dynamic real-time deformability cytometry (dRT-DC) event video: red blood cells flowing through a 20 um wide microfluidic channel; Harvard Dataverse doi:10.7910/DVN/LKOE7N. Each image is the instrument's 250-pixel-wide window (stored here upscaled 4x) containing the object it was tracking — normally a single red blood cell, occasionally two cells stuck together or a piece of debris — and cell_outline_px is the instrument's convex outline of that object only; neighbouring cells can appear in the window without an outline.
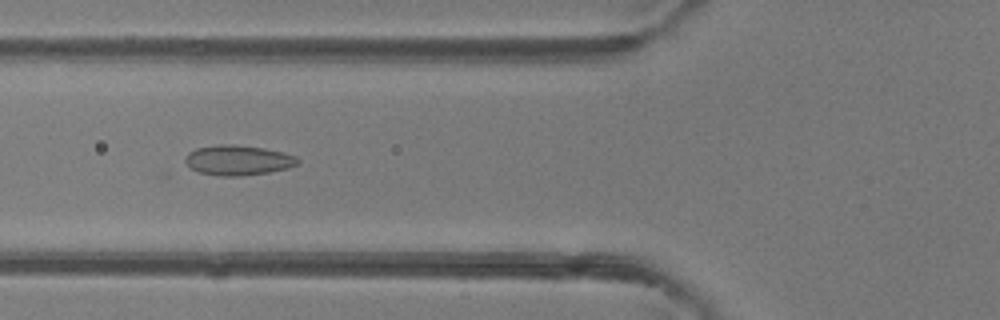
{"species": "common noctule bat (a hibernating species)", "species_latin": "Nyctalus noctula", "temperature_condition": "room temperature", "stored_images_in_passage": 33, "camera_frame_rate_fps": 3000, "um_per_image_px": 0.085, "animal": {"sex": "female"}, "frame": {"image": 1, "passage_image": 10, "time_ms": 3.0, "image_size_px": [1000, 320], "cell_outline_px": [[300, 160], [296, 164], [288, 168], [268, 172], [240, 176], [220, 176], [200, 172], [188, 168], [184, 160], [188, 152], [196, 148], [220, 144], [232, 144], [264, 148], [284, 152], [296, 156]], "centroid_in_image_um": [20.21, 13.61], "position_along_channel_um": 105.6, "area_um2": 19.77}}
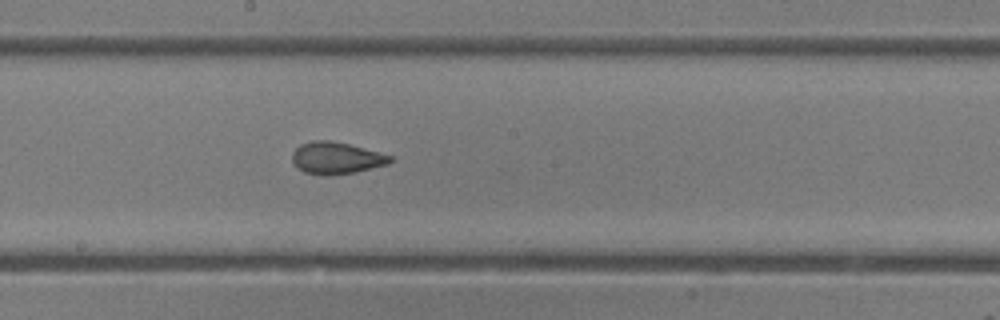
{"frame": {"image": 2, "passage_image": 18, "time_ms": 5.667, "image_size_px": [1000, 320], "cell_outline_px": [[396, 160], [388, 164], [356, 172], [332, 176], [304, 172], [296, 168], [292, 160], [292, 152], [300, 144], [312, 140], [328, 140], [348, 144], [392, 156]], "centroid_in_image_um": [28.57, 13.44], "position_along_channel_um": 219.6, "area_um2": 18.32}}
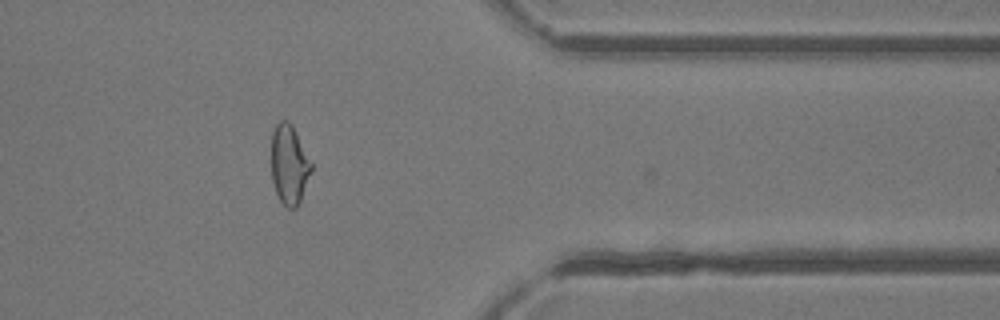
{"frame": {"image": 3, "passage_image": 31, "time_ms": 10.0, "image_size_px": [1000, 320], "cell_outline_px": [[312, 172], [300, 200], [296, 208], [288, 208], [280, 200], [276, 192], [272, 180], [272, 132], [276, 124], [280, 120], [288, 120], [292, 124], [312, 164]], "centroid_in_image_um": [24.59, 13.97], "position_along_channel_um": 386.8, "area_um2": 18.38}, "authors_computed_cell_mechanics": {"area_um2": 18.4382, "velocity_mm_per_s": 4.2528, "shape_relaxation_time_tau1_ms": null, "shape_relaxation_time_tau2_ms": 1.4662, "deformation_change_tau1": null, "deformation_change_tau2": 0.0743}}